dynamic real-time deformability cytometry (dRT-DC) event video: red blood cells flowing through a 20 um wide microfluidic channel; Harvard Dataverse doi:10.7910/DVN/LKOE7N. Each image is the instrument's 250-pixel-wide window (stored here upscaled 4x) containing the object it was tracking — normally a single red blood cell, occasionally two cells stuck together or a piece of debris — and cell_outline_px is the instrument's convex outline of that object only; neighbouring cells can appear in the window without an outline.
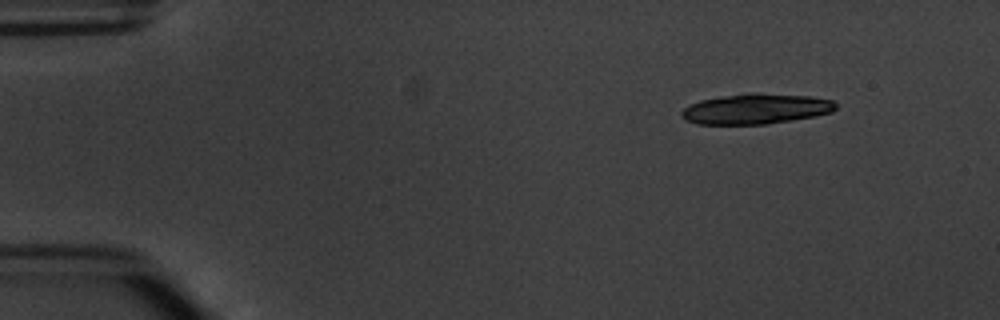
{"species": "common noctule bat (a hibernating species)", "species_latin": "Nyctalus noctula", "temperature_condition": "warm", "stored_images_in_passage": 4, "camera_frame_rate_fps": 3000, "um_per_image_px": 0.085, "animal": {"sex": "male", "body_mass_g": 20.1, "forearm_length_mm": 53.5}, "frame": {"image": 1, "passage_image": 1, "time_ms": 0.0, "image_size_px": [1000, 320], "cell_outline_px": [[836, 108], [832, 112], [816, 116], [764, 124], [696, 124], [684, 120], [680, 112], [688, 104], [700, 100], [720, 96], [748, 92], [752, 92], [808, 96], [832, 100], [836, 104]], "centroid_in_image_um": [64.2, 9.24], "position_along_channel_um": 20.8, "area_um2": 27.4}}